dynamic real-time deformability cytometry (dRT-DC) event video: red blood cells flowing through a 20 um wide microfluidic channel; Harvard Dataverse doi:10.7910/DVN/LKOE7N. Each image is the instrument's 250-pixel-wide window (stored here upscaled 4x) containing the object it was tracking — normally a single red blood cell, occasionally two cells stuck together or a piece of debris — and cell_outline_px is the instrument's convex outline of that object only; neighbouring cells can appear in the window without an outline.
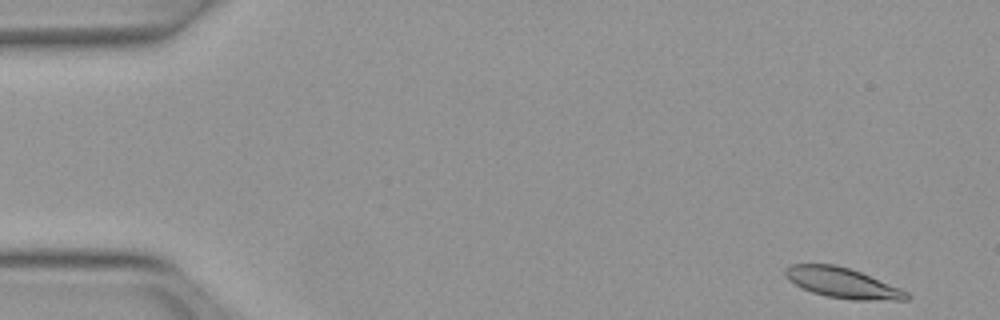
{"species": "Egyptian fruit bat (a non-hibernating species)", "species_latin": "Rousettus aegyptiacus", "temperature_condition": "warm", "stored_images_in_passage": 49, "camera_frame_rate_fps": 3000, "um_per_image_px": 0.085, "animal": {"sex": "female"}, "frame": {"image": 1, "passage_image": 1, "time_ms": 0.0, "image_size_px": [1000, 320], "cell_outline_px": [[912, 296], [908, 300], [852, 300], [828, 296], [812, 292], [788, 280], [784, 276], [784, 268], [788, 264], [832, 264], [848, 268], [860, 272], [900, 288], [908, 292]], "centroid_in_image_um": [71.6, 24.04], "position_along_channel_um": 13.4, "area_um2": 21.33}}
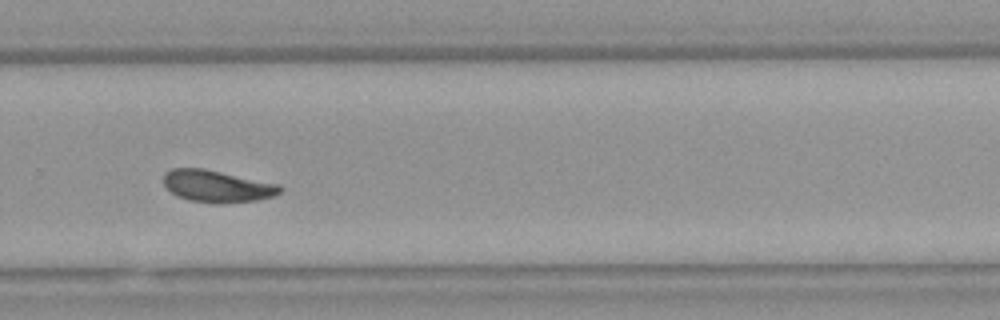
{"frame": {"image": 2, "passage_image": 33, "time_ms": 10.667, "image_size_px": [1000, 320], "cell_outline_px": [[284, 188], [276, 196], [256, 200], [220, 204], [188, 200], [176, 196], [164, 184], [164, 172], [172, 168], [204, 168], [280, 184]], "centroid_in_image_um": [18.48, 15.83], "position_along_channel_um": 311.3, "area_um2": 21.91}}
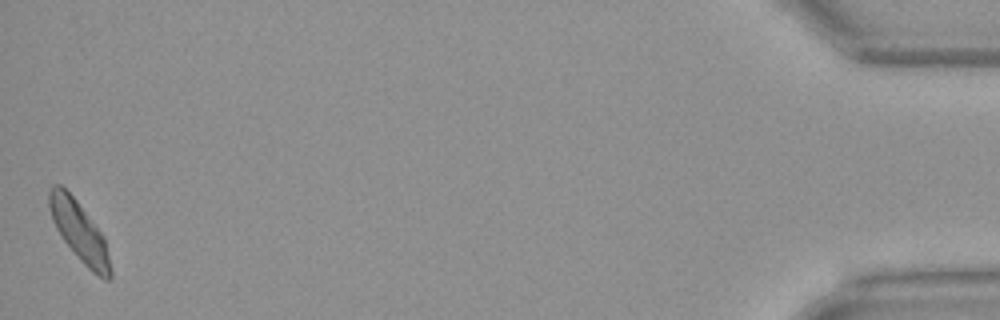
{"frame": {"image": 3, "passage_image": 49, "time_ms": 16.0, "image_size_px": [1000, 320], "cell_outline_px": [[112, 280], [104, 280], [92, 272], [80, 260], [64, 240], [56, 228], [52, 220], [48, 208], [48, 192], [52, 184], [60, 184], [76, 200], [104, 236], [112, 268]], "centroid_in_image_um": [6.75, 19.7], "position_along_channel_um": 428.5, "area_um2": 21.33}, "authors_computed_cell_mechanics": {"area_um2": 21.4438, "velocity_mm_per_s": 3.9652, "shape_relaxation_time_tau1_ms": 3.9053, "shape_relaxation_time_tau2_ms": 9.4185, "deformation_change_tau1": 0.1642, "deformation_change_tau2": 0.1783}}